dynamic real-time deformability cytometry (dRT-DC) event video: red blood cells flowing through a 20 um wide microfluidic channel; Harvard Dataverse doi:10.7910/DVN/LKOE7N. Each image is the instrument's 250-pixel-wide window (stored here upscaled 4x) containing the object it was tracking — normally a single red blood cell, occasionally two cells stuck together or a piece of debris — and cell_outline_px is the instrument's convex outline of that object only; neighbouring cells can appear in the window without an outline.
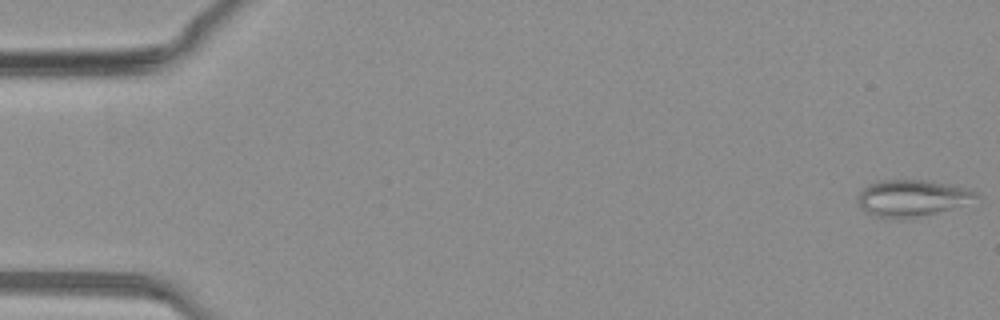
{"species": "common noctule bat (a hibernating species)", "species_latin": "Nyctalus noctula", "temperature_condition": "warm", "stored_images_in_passage": 45, "camera_frame_rate_fps": 3000, "um_per_image_px": 0.085, "animal": {"sex": "female", "body_mass_g": 19.3, "forearm_length_mm": 54.1}, "frame": {"image": 1, "passage_image": 1, "time_ms": 0.0, "image_size_px": [1000, 320], "cell_outline_px": [[980, 196], [948, 208], [908, 220], [896, 220], [876, 216], [864, 212], [856, 204], [856, 200], [860, 192], [868, 184], [880, 180], [928, 180], [952, 184], [968, 188], [976, 192]], "centroid_in_image_um": [77.41, 16.84], "position_along_channel_um": 7.6, "area_um2": 25.32}}
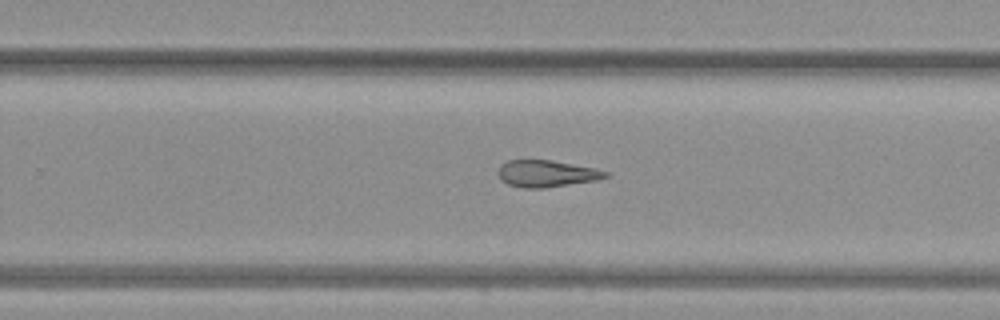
{"frame": {"image": 2, "passage_image": 29, "time_ms": 9.333, "image_size_px": [1000, 320], "cell_outline_px": [[608, 176], [596, 180], [544, 188], [524, 188], [508, 184], [500, 180], [496, 172], [500, 164], [508, 160], [552, 160], [592, 168], [608, 172]], "centroid_in_image_um": [46.37, 14.75], "position_along_channel_um": 283.4, "area_um2": 16.7}}
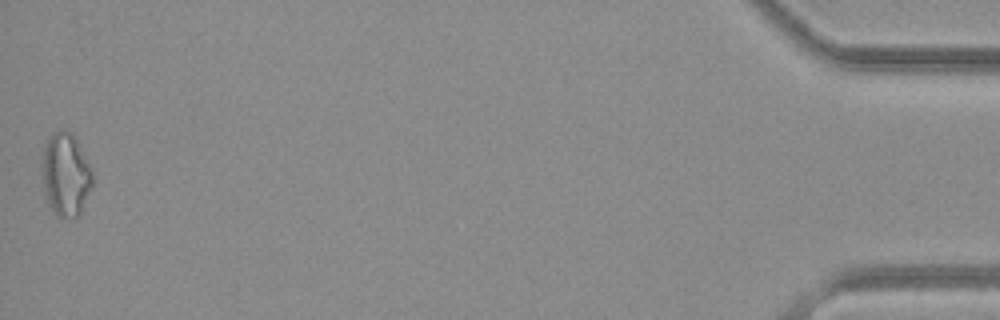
{"frame": {"image": 3, "passage_image": 45, "time_ms": 14.667, "image_size_px": [1000, 320], "cell_outline_px": [[92, 184], [80, 212], [72, 220], [60, 220], [56, 216], [48, 204], [44, 196], [40, 164], [44, 148], [48, 136], [64, 128], [72, 132], [92, 168]], "centroid_in_image_um": [5.54, 14.86], "position_along_channel_um": 429.7, "area_um2": 25.09}}